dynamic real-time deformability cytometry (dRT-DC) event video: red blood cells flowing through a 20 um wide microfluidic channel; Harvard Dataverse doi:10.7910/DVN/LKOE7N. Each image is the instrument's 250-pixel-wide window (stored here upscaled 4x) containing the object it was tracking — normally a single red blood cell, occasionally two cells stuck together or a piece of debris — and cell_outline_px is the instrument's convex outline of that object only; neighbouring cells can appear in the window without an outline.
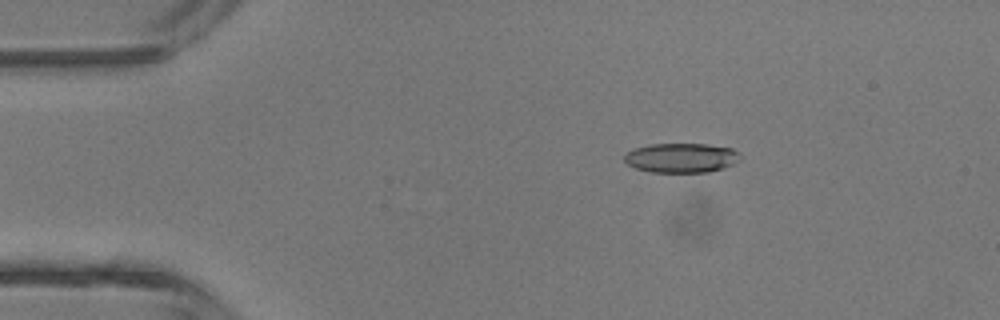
{"species": "common noctule bat (a hibernating species)", "species_latin": "Nyctalus noctula", "temperature_condition": "room temperature", "stored_images_in_passage": 4, "camera_frame_rate_fps": 3000, "um_per_image_px": 0.085, "animal": {"sex": "male", "body_mass_g": 13.3}, "frame": {"image": 1, "passage_image": 2, "time_ms": 1.0, "image_size_px": [1000, 320], "cell_outline_px": [[740, 160], [732, 164], [708, 172], [652, 172], [636, 168], [628, 164], [624, 160], [624, 156], [628, 152], [636, 148], [652, 144], [708, 144], [732, 148], [740, 156]], "centroid_in_image_um": [57.91, 13.41], "position_along_channel_um": 27.1, "area_um2": 19.65}}
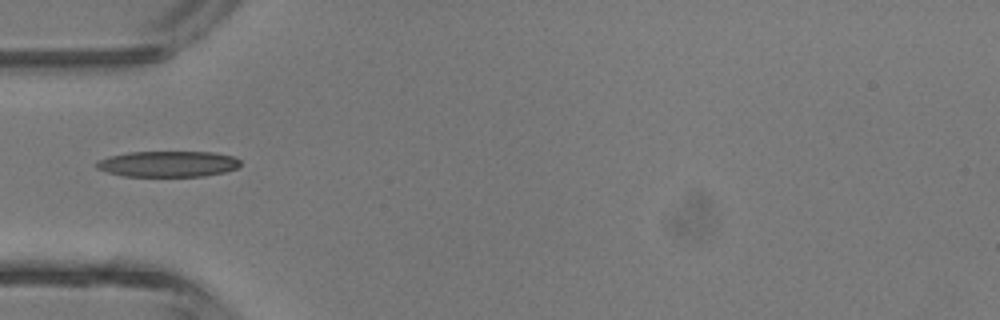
{"frame": {"image": 2, "passage_image": 4, "time_ms": 3.333, "image_size_px": [1000, 320], "cell_outline_px": [[240, 164], [236, 168], [224, 172], [204, 176], [124, 176], [108, 172], [96, 168], [96, 160], [108, 156], [128, 152], [212, 152], [232, 156], [240, 160]], "centroid_in_image_um": [14.24, 13.93], "position_along_channel_um": 70.8, "area_um2": 21.68}}